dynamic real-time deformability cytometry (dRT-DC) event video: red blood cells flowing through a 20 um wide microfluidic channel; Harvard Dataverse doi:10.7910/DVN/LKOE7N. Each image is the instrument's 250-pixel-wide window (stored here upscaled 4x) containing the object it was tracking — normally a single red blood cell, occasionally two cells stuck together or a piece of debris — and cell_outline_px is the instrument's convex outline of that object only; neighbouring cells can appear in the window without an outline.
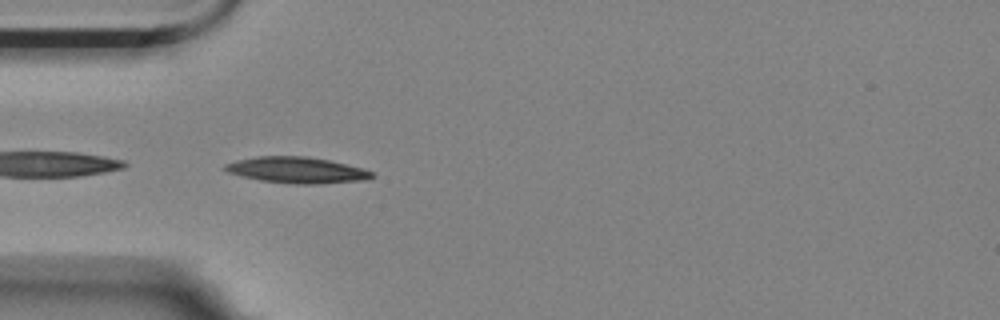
{"species": "Egyptian fruit bat (a non-hibernating species)", "species_latin": "Rousettus aegyptiacus", "temperature_condition": "room temperature", "stored_images_in_passage": 4, "camera_frame_rate_fps": 3000, "um_per_image_px": 0.085, "animal": {"sex": "female"}, "frame": {"image": 1, "passage_image": 3, "time_ms": 0.667, "image_size_px": [1000, 320], "cell_outline_px": [[372, 176], [368, 180], [316, 184], [296, 184], [260, 180], [228, 172], [224, 168], [224, 164], [236, 160], [256, 156], [308, 156], [328, 160], [364, 168], [372, 172]], "centroid_in_image_um": [25.24, 14.45], "position_along_channel_um": 59.8, "area_um2": 22.25}}